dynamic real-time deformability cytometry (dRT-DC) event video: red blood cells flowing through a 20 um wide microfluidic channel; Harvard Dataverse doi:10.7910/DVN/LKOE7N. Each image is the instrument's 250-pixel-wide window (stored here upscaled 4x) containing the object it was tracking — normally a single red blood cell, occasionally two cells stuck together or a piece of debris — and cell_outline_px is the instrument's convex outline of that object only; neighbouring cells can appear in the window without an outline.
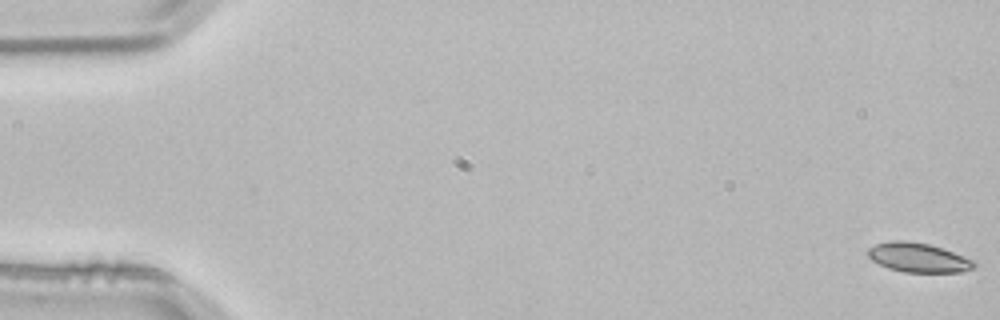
{"species": "common noctule bat (a hibernating species)", "species_latin": "Nyctalus noctula", "temperature_condition": "room temperature", "stored_images_in_passage": 4, "camera_frame_rate_fps": 3000, "um_per_image_px": 0.085, "animal": {"sex": "male", "body_mass_g": 21.5, "forearm_length_mm": 52.0}, "frame": {"image": 1, "passage_image": 1, "time_ms": 0.0, "image_size_px": [1000, 320], "cell_outline_px": [[976, 264], [972, 268], [960, 272], [904, 272], [888, 268], [872, 260], [868, 256], [868, 248], [876, 244], [892, 240], [908, 240], [928, 244], [976, 260]], "centroid_in_image_um": [78.04, 21.89], "position_along_channel_um": 7.0, "area_um2": 18.03}}
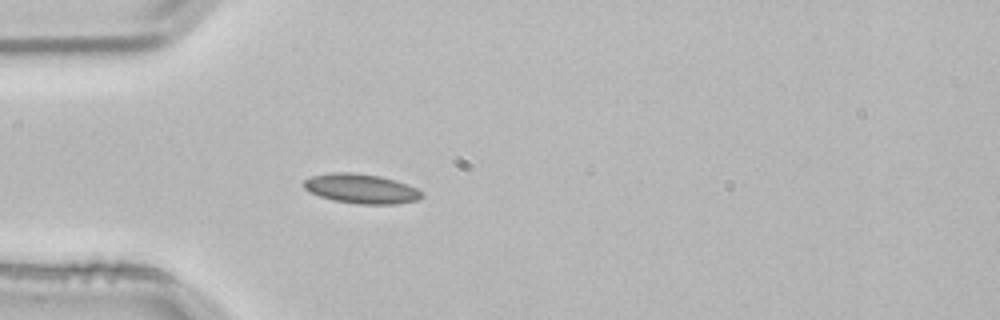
{"frame": {"image": 2, "passage_image": 4, "time_ms": 1.0, "image_size_px": [1000, 320], "cell_outline_px": [[424, 196], [416, 200], [396, 204], [356, 204], [332, 200], [308, 192], [304, 188], [304, 180], [312, 176], [332, 172], [352, 172], [380, 176], [396, 180], [408, 184], [416, 188]], "centroid_in_image_um": [30.68, 16.04], "position_along_channel_um": 54.3, "area_um2": 20.4}}